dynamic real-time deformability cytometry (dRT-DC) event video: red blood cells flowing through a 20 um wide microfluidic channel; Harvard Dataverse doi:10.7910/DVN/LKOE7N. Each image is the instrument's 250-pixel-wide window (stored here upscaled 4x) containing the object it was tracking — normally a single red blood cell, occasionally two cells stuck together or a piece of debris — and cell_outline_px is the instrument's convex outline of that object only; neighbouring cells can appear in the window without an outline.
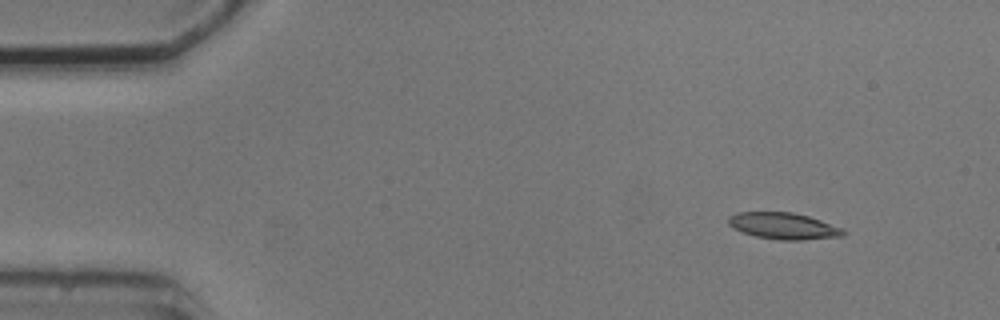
{"species": "common noctule bat (a hibernating species)", "species_latin": "Nyctalus noctula", "temperature_condition": "cold", "stored_images_in_passage": 8, "camera_frame_rate_fps": 3000, "um_per_image_px": 0.085, "animal": {"sex": "male", "body_mass_g": 20.5, "forearm_length_mm": 52.5}, "frame": {"image": 1, "passage_image": 1, "time_ms": 0.0, "image_size_px": [1000, 320], "cell_outline_px": [[848, 232], [844, 236], [800, 240], [780, 240], [756, 236], [740, 232], [732, 228], [728, 224], [728, 216], [736, 212], [792, 212], [808, 216], [844, 228]], "centroid_in_image_um": [66.6, 19.21], "position_along_channel_um": 18.4, "area_um2": 17.98}}
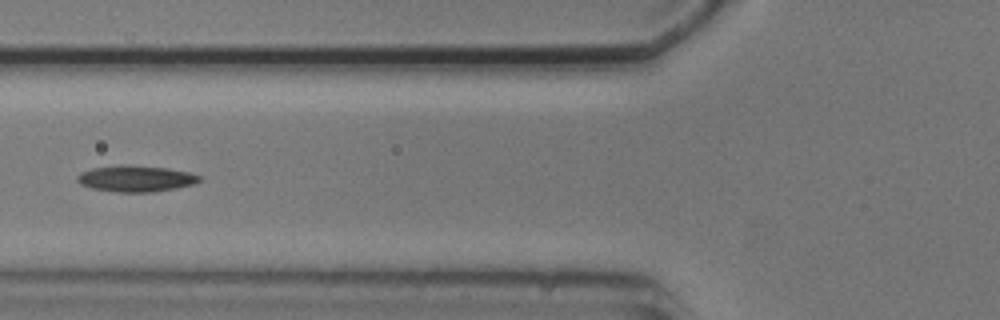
{"frame": {"image": 2, "passage_image": 5, "time_ms": 5.0, "image_size_px": [1000, 320], "cell_outline_px": [[200, 180], [192, 184], [152, 192], [120, 192], [92, 188], [80, 184], [76, 180], [76, 176], [80, 172], [92, 168], [120, 164], [128, 164], [168, 168], [188, 172], [200, 176]], "centroid_in_image_um": [11.48, 15.16], "position_along_channel_um": 114.3, "area_um2": 18.61}}
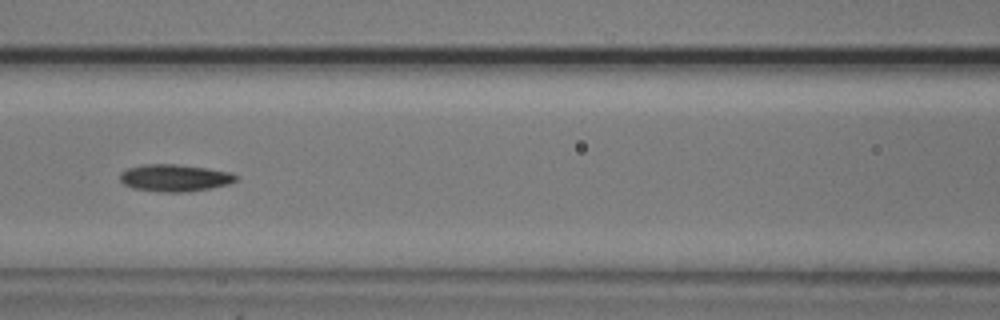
{"frame": {"image": 3, "passage_image": 6, "time_ms": 6.0, "image_size_px": [1000, 320], "cell_outline_px": [[240, 176], [236, 180], [228, 184], [208, 188], [184, 192], [160, 192], [132, 188], [124, 184], [120, 180], [120, 172], [128, 168], [144, 164], [176, 164], [208, 168], [232, 172]], "centroid_in_image_um": [14.85, 15.11], "position_along_channel_um": 151.7, "area_um2": 18.38}}